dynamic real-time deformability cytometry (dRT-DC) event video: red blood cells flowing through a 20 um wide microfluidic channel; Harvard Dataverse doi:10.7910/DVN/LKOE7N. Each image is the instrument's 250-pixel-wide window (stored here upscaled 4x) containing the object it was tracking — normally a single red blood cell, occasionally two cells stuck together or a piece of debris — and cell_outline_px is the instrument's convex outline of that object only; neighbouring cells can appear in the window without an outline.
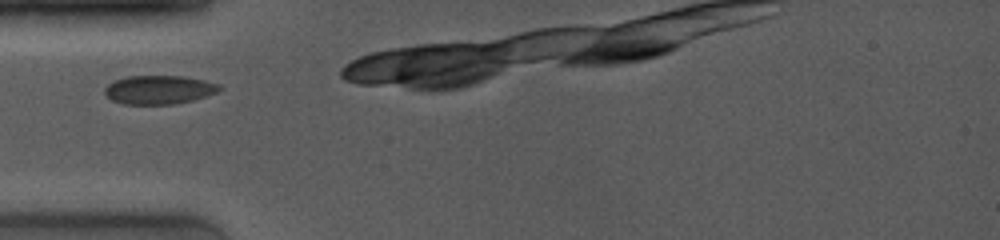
{"species": "common noctule bat (a hibernating species)", "species_latin": "Nyctalus noctula", "temperature_condition": "room temperature", "stored_images_in_passage": 5, "camera_frame_rate_fps": 4000, "um_per_image_px": 0.085, "animal": {"sex": "female", "body_mass_g": 19.0, "forearm_length_mm": 53.3}, "frame": {"image": 1, "passage_image": 1, "time_ms": 0.0, "image_size_px": [1000, 240], "cell_outline_px": [[224, 88], [216, 92], [192, 100], [172, 104], [124, 104], [112, 100], [104, 92], [104, 88], [108, 84], [116, 80], [128, 76], [184, 76], [204, 80], [220, 84]], "centroid_in_image_um": [13.53, 7.62], "position_along_channel_um": 71.5, "area_um2": 19.07}}